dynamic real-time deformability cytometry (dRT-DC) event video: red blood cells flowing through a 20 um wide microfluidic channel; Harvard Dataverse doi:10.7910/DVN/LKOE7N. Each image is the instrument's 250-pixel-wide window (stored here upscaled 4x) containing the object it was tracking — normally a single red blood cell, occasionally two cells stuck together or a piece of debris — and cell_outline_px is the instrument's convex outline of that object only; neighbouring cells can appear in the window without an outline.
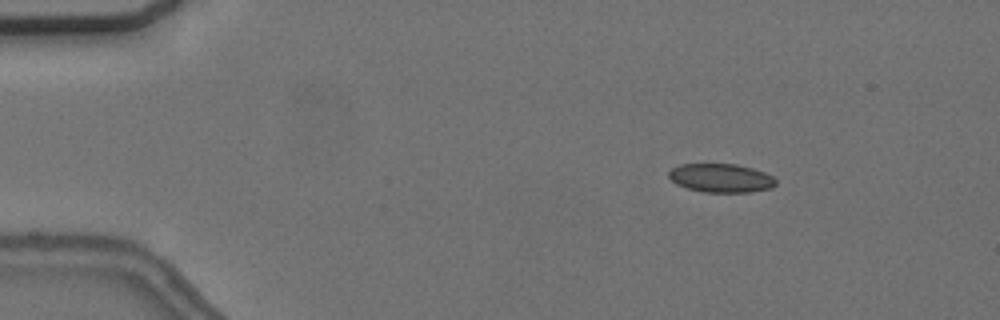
{"species": "common noctule bat (a hibernating species)", "species_latin": "Nyctalus noctula", "temperature_condition": "cold", "stored_images_in_passage": 8, "camera_frame_rate_fps": 3000, "um_per_image_px": 0.085, "animal": {"sex": "female", "body_mass_g": 24.6, "forearm_length_mm": 56.2}, "frame": {"image": 1, "passage_image": 1, "time_ms": 0.0, "image_size_px": [1000, 320], "cell_outline_px": [[776, 184], [772, 188], [752, 192], [704, 192], [688, 188], [676, 184], [668, 176], [668, 172], [672, 168], [680, 164], [736, 164], [752, 168], [764, 172], [772, 176], [776, 180]], "centroid_in_image_um": [61.29, 15.13], "position_along_channel_um": 23.7, "area_um2": 17.92}}